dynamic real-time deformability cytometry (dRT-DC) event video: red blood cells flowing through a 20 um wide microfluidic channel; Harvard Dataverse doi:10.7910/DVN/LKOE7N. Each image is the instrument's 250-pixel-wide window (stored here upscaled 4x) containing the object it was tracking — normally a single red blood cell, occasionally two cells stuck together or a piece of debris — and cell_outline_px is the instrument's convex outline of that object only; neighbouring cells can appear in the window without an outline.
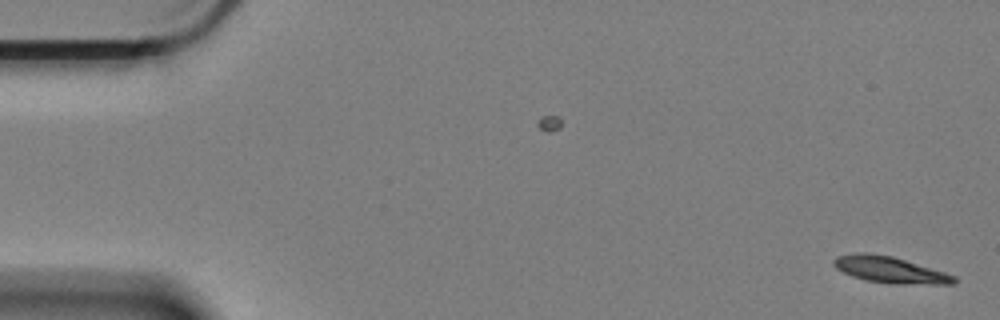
{"species": "Egyptian fruit bat (a non-hibernating species)", "species_latin": "Rousettus aegyptiacus", "temperature_condition": "cold", "stored_images_in_passage": 10, "camera_frame_rate_fps": 3000, "um_per_image_px": 0.085, "animal": {"sex": "female"}, "frame": {"image": 1, "passage_image": 1, "time_ms": 0.0, "image_size_px": [1000, 320], "cell_outline_px": [[956, 284], [896, 284], [868, 280], [852, 276], [836, 268], [832, 264], [832, 260], [836, 256], [856, 252], [868, 252], [892, 256], [944, 272], [956, 276]], "centroid_in_image_um": [75.62, 22.92], "position_along_channel_um": 9.4, "area_um2": 18.44}}